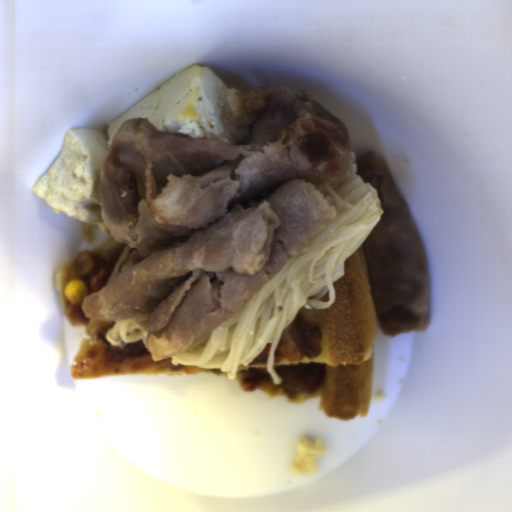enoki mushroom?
<instances>
[{"label":"enoki mushroom","instance_id":"enoki-mushroom-1","mask_svg":"<svg viewBox=\"0 0 512 512\" xmlns=\"http://www.w3.org/2000/svg\"><path fill=\"white\" fill-rule=\"evenodd\" d=\"M351 149L346 173L320 184L334 200L332 222L299 248L269 281L217 328L171 357V365L219 369L234 380L239 365H250L270 344L266 366L274 385L282 383L274 354L284 329L301 308H329L334 282L345 275V260L356 252L385 210L377 190L357 172Z\"/></svg>","mask_w":512,"mask_h":512},{"label":"enoki mushroom","instance_id":"enoki-mushroom-2","mask_svg":"<svg viewBox=\"0 0 512 512\" xmlns=\"http://www.w3.org/2000/svg\"><path fill=\"white\" fill-rule=\"evenodd\" d=\"M149 333L145 327L137 324L135 317L116 321L114 327L107 330L105 337L111 346L124 347L126 343L142 341L147 344Z\"/></svg>","mask_w":512,"mask_h":512}]
</instances>
